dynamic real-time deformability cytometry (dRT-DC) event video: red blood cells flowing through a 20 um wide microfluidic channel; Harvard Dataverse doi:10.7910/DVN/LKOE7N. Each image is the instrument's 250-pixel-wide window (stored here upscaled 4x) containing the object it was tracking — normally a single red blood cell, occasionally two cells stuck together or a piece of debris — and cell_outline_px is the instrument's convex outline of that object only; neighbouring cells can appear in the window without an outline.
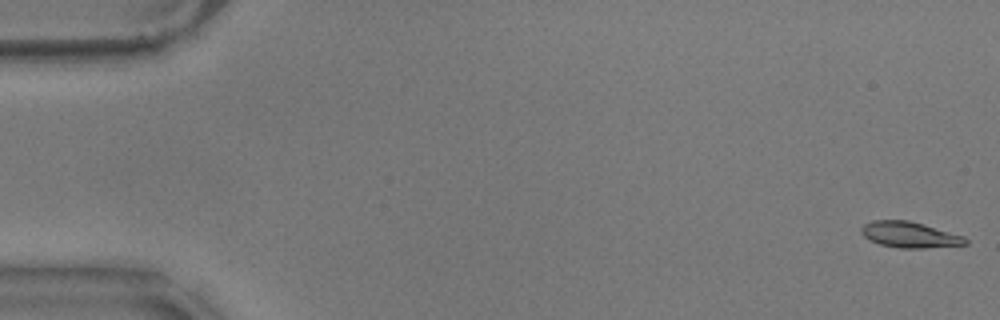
{"species": "common noctule bat (a hibernating species)", "species_latin": "Nyctalus noctula", "temperature_condition": "warm", "stored_images_in_passage": 57, "camera_frame_rate_fps": 3000, "um_per_image_px": 0.085, "animal": {"sex": "male", "body_mass_g": 17.9}, "frame": {"image": 1, "passage_image": 1, "time_ms": 0.0, "image_size_px": [1000, 320], "cell_outline_px": [[968, 244], [924, 248], [900, 248], [880, 244], [864, 236], [860, 232], [860, 228], [864, 224], [872, 220], [908, 220], [964, 236], [968, 240]], "centroid_in_image_um": [77.31, 19.95], "position_along_channel_um": 7.7, "area_um2": 15.55}}
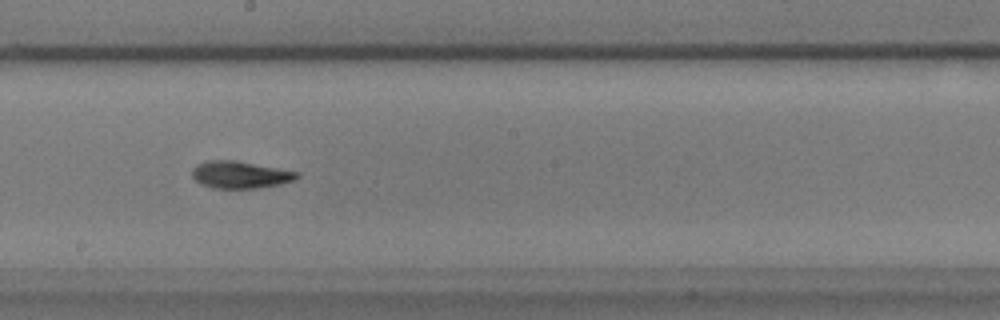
{"frame": {"image": 2, "passage_image": 32, "time_ms": 10.333, "image_size_px": [1000, 320], "cell_outline_px": [[300, 176], [296, 180], [280, 184], [256, 188], [212, 188], [200, 184], [192, 176], [192, 168], [196, 164], [208, 160], [236, 160], [300, 172]], "centroid_in_image_um": [20.42, 14.84], "position_along_channel_um": 227.8, "area_um2": 16.76}}
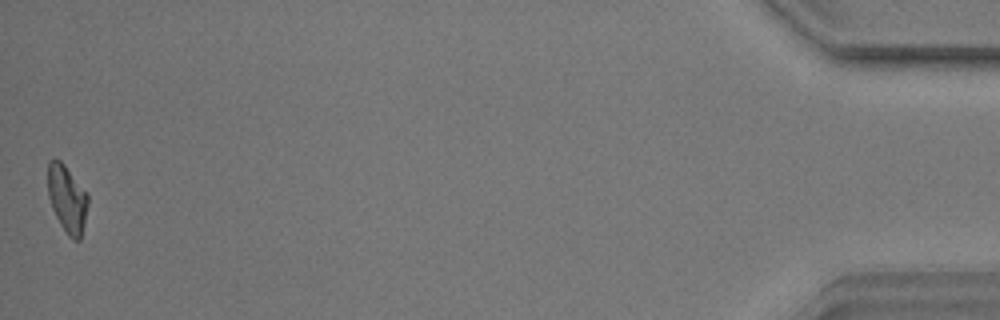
{"frame": {"image": 3, "passage_image": 57, "time_ms": 18.667, "image_size_px": [1000, 320], "cell_outline_px": [[88, 204], [84, 224], [80, 240], [72, 240], [68, 236], [60, 224], [52, 208], [48, 196], [48, 160], [60, 160], [64, 164], [88, 192]], "centroid_in_image_um": [5.72, 16.9], "position_along_channel_um": 429.5, "area_um2": 15.84}, "authors_computed_cell_mechanics": {"area_um2": 16.2996, "velocity_mm_per_s": 3.5379, "shape_relaxation_time_tau1_ms": 5.0904, "shape_relaxation_time_tau2_ms": 4.1511, "deformation_change_tau1": 0.1509, "deformation_change_tau2": 0.106}}